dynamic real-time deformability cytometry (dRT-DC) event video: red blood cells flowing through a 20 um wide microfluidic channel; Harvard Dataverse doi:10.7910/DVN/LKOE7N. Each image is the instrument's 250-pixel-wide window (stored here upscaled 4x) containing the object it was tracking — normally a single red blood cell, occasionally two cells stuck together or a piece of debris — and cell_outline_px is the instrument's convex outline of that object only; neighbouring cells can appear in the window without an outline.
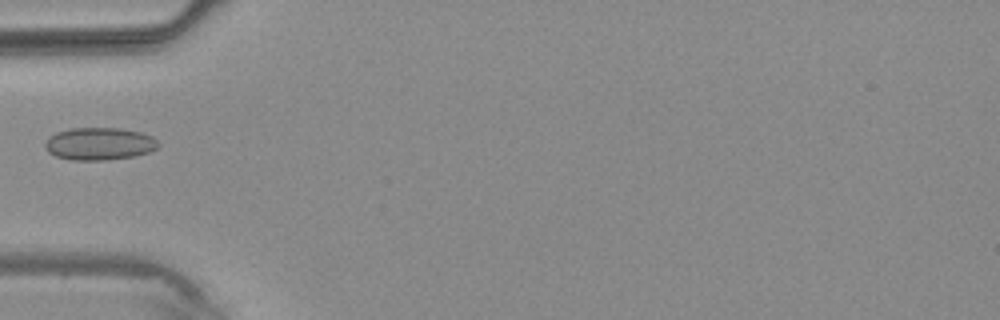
{"species": "common noctule bat (a hibernating species)", "species_latin": "Nyctalus noctula", "temperature_condition": "warm", "stored_images_in_passage": 4, "camera_frame_rate_fps": 3000, "um_per_image_px": 0.085, "animal": {"sex": "male", "body_mass_g": 20.4}, "frame": {"image": 1, "passage_image": 4, "time_ms": 4.333, "image_size_px": [1000, 320], "cell_outline_px": [[160, 144], [156, 148], [148, 152], [132, 156], [104, 160], [72, 160], [56, 156], [48, 152], [44, 144], [48, 136], [56, 132], [68, 128], [120, 128], [140, 132], [152, 136]], "centroid_in_image_um": [8.41, 12.21], "position_along_channel_um": 76.6, "area_um2": 21.44}}